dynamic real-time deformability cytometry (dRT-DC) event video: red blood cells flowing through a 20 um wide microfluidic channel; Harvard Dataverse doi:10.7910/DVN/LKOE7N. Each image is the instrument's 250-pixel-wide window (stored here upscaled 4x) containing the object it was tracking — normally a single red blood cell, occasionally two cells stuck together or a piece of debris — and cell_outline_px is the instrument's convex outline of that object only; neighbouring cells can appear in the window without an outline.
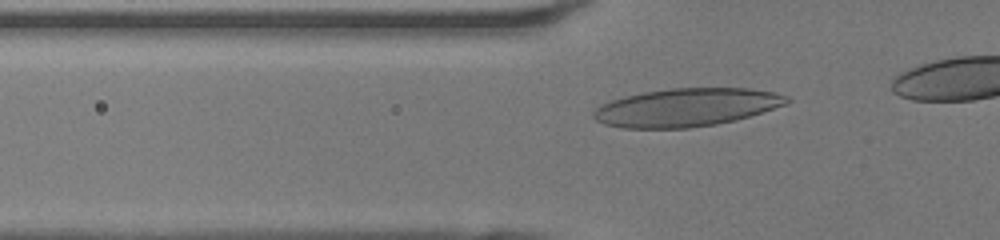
{"species": "human", "species_latin": "Homo sapiens", "temperature_condition": "room temperature", "stored_images_in_passage": 32, "camera_frame_rate_fps": 3000, "um_per_image_px": 0.085, "donor": {"sex": "female"}, "frame": {"image": 1, "passage_image": 6, "time_ms": 1.667, "image_size_px": [1000, 240], "cell_outline_px": [[792, 100], [784, 104], [736, 120], [716, 124], [688, 128], [620, 128], [604, 124], [596, 120], [592, 116], [592, 112], [600, 104], [612, 100], [644, 92], [672, 88], [748, 88], [776, 92], [788, 96]], "centroid_in_image_um": [58.32, 9.13], "position_along_channel_um": 67.5, "area_um2": 42.77}}
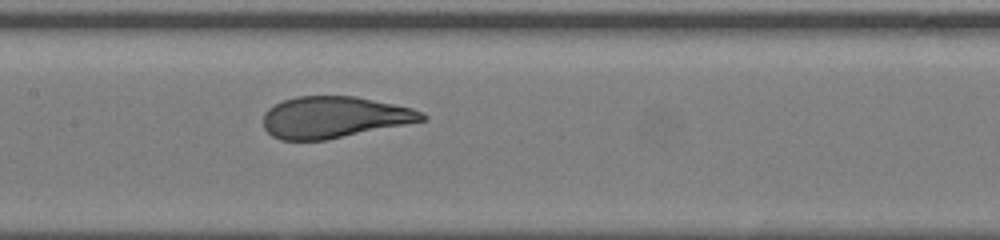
{"frame": {"image": 2, "passage_image": 14, "time_ms": 4.333, "image_size_px": [1000, 240], "cell_outline_px": [[428, 120], [328, 140], [280, 140], [272, 136], [264, 128], [264, 112], [268, 108], [284, 100], [296, 96], [356, 96], [412, 108], [424, 112], [428, 116]], "centroid_in_image_um": [28.44, 9.97], "position_along_channel_um": 179.0, "area_um2": 38.67}}
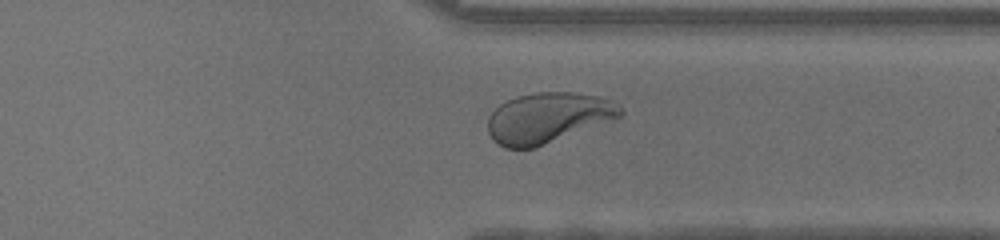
{"frame": {"image": 3, "passage_image": 27, "time_ms": 8.667, "image_size_px": [1000, 240], "cell_outline_px": [[624, 112], [620, 116], [612, 120], [536, 148], [504, 148], [488, 132], [488, 116], [500, 104], [516, 96], [536, 92], [572, 92], [600, 96], [620, 104]], "centroid_in_image_um": [46.6, 10.0], "position_along_channel_um": 364.8, "area_um2": 38.9}}